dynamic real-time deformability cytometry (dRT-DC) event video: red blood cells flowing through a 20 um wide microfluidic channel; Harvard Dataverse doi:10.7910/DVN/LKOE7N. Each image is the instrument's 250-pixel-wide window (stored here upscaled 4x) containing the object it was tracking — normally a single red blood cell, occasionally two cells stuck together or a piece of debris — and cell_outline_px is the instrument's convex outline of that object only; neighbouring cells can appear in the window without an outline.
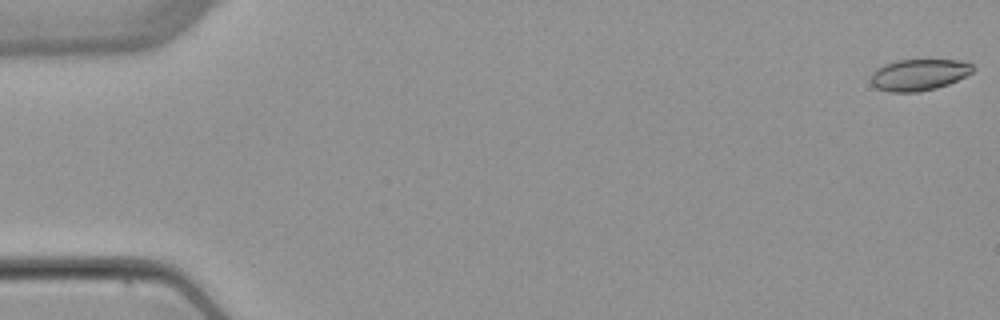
{"species": "common noctule bat (a hibernating species)", "species_latin": "Nyctalus noctula", "temperature_condition": "warm", "stored_images_in_passage": 5, "camera_frame_rate_fps": 3000, "um_per_image_px": 0.085, "animal": {"sex": "female", "body_mass_g": 22.7, "forearm_length_mm": 54.2}, "frame": {"image": 1, "passage_image": 1, "time_ms": 0.0, "image_size_px": [1000, 320], "cell_outline_px": [[976, 68], [972, 72], [948, 84], [936, 88], [920, 92], [888, 92], [876, 88], [872, 84], [872, 72], [876, 68], [884, 64], [896, 60], [960, 60], [972, 64]], "centroid_in_image_um": [78.09, 6.35], "position_along_channel_um": 6.9, "area_um2": 18.73}}
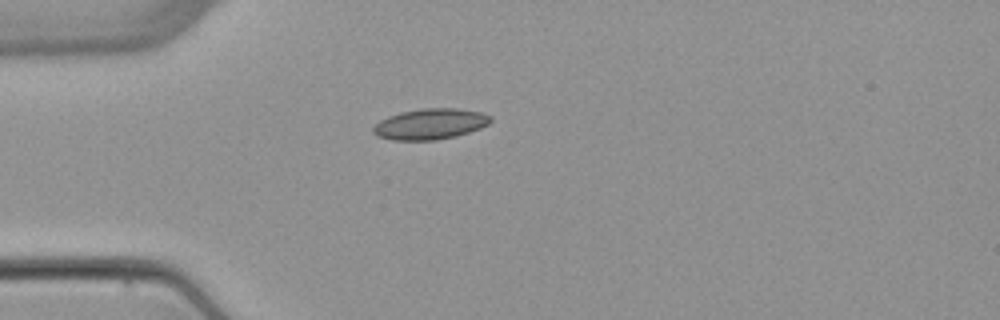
{"frame": {"image": 2, "passage_image": 5, "time_ms": 4.667, "image_size_px": [1000, 320], "cell_outline_px": [[492, 120], [488, 124], [480, 128], [456, 136], [436, 140], [392, 140], [376, 136], [372, 132], [372, 128], [380, 120], [388, 116], [400, 112], [420, 108], [456, 108], [480, 112], [492, 116]], "centroid_in_image_um": [36.55, 10.54], "position_along_channel_um": 48.5, "area_um2": 21.15}}